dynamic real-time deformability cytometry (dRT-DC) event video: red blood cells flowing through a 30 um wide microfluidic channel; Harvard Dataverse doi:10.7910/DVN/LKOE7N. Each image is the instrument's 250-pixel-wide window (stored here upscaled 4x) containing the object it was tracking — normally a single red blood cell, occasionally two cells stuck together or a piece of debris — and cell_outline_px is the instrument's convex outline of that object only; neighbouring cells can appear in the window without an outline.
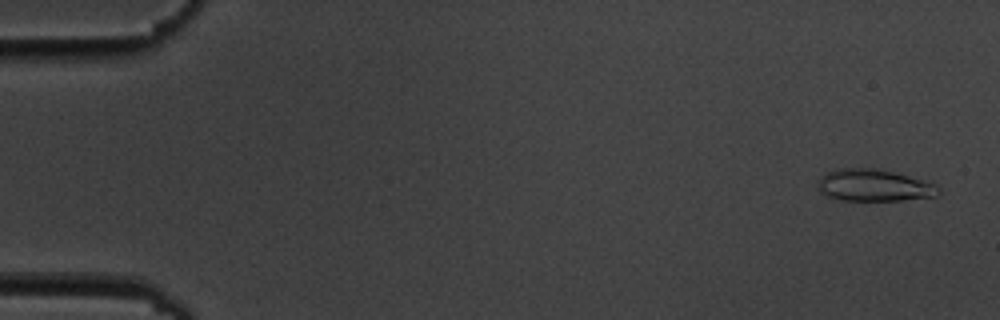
{"species": "common noctule bat (a hibernating species)", "species_latin": "Nyctalus noctula", "temperature_condition": "cold", "stored_images_in_passage": 5, "camera_frame_rate_fps": 3000, "um_per_image_px": 0.085, "animal": {"sex": "male", "body_mass_g": 19.5, "forearm_length_mm": 54.6}, "frame": {"image": 1, "passage_image": 1, "time_ms": 0.0, "image_size_px": [1000, 320], "cell_outline_px": [[940, 192], [936, 196], [904, 200], [844, 200], [828, 196], [820, 192], [816, 188], [816, 180], [824, 172], [840, 168], [880, 168], [928, 180], [936, 184], [940, 188]], "centroid_in_image_um": [74.29, 15.73], "position_along_channel_um": 10.7, "area_um2": 23.06}}